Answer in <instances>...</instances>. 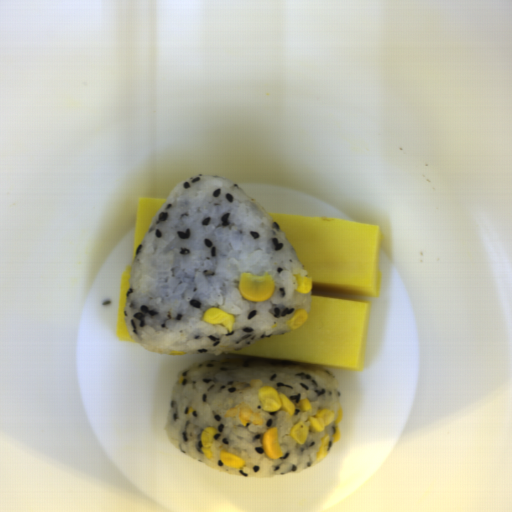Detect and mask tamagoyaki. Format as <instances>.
I'll return each mask as SVG.
<instances>
[{
	"instance_id": "2",
	"label": "tamagoyaki",
	"mask_w": 512,
	"mask_h": 512,
	"mask_svg": "<svg viewBox=\"0 0 512 512\" xmlns=\"http://www.w3.org/2000/svg\"><path fill=\"white\" fill-rule=\"evenodd\" d=\"M167 198L139 197L135 219L134 259L161 206Z\"/></svg>"
},
{
	"instance_id": "3",
	"label": "tamagoyaki",
	"mask_w": 512,
	"mask_h": 512,
	"mask_svg": "<svg viewBox=\"0 0 512 512\" xmlns=\"http://www.w3.org/2000/svg\"><path fill=\"white\" fill-rule=\"evenodd\" d=\"M133 264L124 268L122 272L121 278V288H120V299H119V309H118V319H117V332L116 339L121 342H137L132 335L128 332L127 326L124 319L125 314V306L128 295V289L131 279Z\"/></svg>"
},
{
	"instance_id": "1",
	"label": "tamagoyaki",
	"mask_w": 512,
	"mask_h": 512,
	"mask_svg": "<svg viewBox=\"0 0 512 512\" xmlns=\"http://www.w3.org/2000/svg\"><path fill=\"white\" fill-rule=\"evenodd\" d=\"M267 214L312 278L308 317L300 328L249 342L225 354L295 360L321 368L364 370L370 301L328 291L380 296L384 238L380 225L338 218Z\"/></svg>"
}]
</instances>
